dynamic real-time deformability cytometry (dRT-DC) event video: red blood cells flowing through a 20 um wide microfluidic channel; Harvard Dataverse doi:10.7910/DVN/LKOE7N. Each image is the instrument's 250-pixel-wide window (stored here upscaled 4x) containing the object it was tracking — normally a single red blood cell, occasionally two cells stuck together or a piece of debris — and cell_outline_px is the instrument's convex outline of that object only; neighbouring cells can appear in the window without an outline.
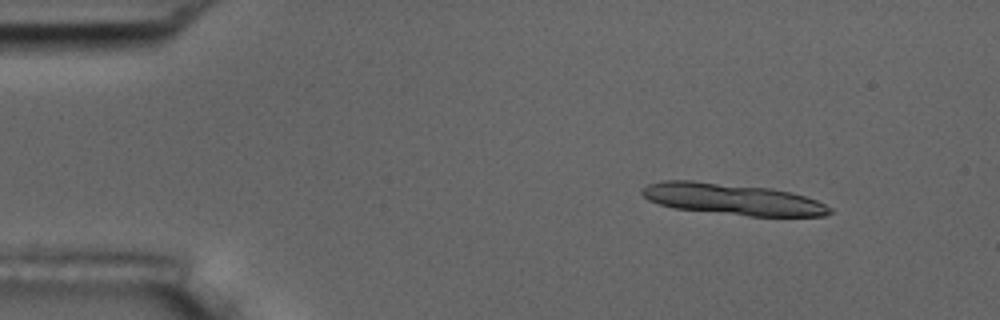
{"species": "common noctule bat (a hibernating species)", "species_latin": "Nyctalus noctula", "temperature_condition": "room temperature", "stored_images_in_passage": 6, "segment_of_instrument_passage": [1, 2], "camera_frame_rate_fps": 3000, "um_per_image_px": 0.085, "animal": {"sex": "male", "body_mass_g": 17.5, "forearm_length_mm": 52.3}, "frame": {"image": 1, "passage_image": 2, "time_ms": 1.333, "image_size_px": [1000, 320], "cell_outline_px": [[832, 212], [824, 216], [748, 216], [672, 208], [648, 200], [640, 192], [648, 184], [664, 180], [692, 180], [772, 188], [804, 196], [816, 200], [832, 208]], "centroid_in_image_um": [62.24, 16.93], "position_along_channel_um": 22.8, "area_um2": 34.28}}